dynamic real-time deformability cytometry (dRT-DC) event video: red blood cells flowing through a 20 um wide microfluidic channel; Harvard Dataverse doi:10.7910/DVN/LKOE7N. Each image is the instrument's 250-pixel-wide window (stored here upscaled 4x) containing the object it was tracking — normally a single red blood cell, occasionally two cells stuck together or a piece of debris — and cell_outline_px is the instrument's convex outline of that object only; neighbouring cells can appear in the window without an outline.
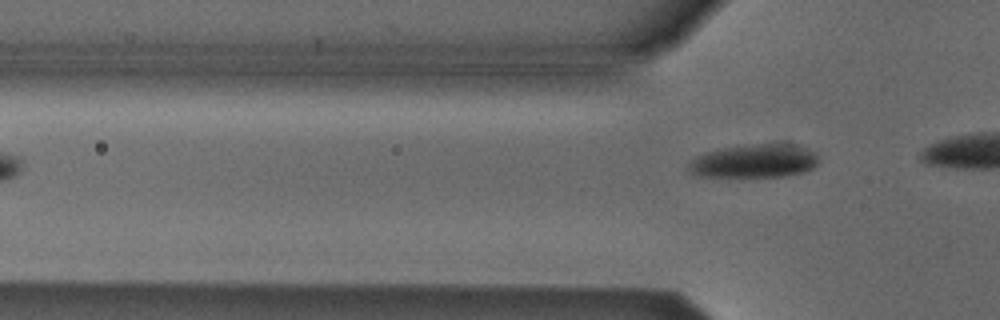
{"species": "Egyptian fruit bat (a non-hibernating species)", "species_latin": "Rousettus aegyptiacus", "temperature_condition": "cold", "stored_images_in_passage": 4, "camera_frame_rate_fps": 3000, "um_per_image_px": 0.085, "animal": {"sex": "male"}, "frame": {"image": 1, "passage_image": 4, "time_ms": 3.333, "image_size_px": [1000, 320], "cell_outline_px": [[820, 164], [804, 172], [784, 176], [696, 176], [688, 172], [688, 164], [696, 156], [704, 152], [724, 148], [752, 144], [804, 144], [816, 152], [820, 156]], "centroid_in_image_um": [64.2, 13.67], "position_along_channel_um": 61.6, "area_um2": 25.78}}